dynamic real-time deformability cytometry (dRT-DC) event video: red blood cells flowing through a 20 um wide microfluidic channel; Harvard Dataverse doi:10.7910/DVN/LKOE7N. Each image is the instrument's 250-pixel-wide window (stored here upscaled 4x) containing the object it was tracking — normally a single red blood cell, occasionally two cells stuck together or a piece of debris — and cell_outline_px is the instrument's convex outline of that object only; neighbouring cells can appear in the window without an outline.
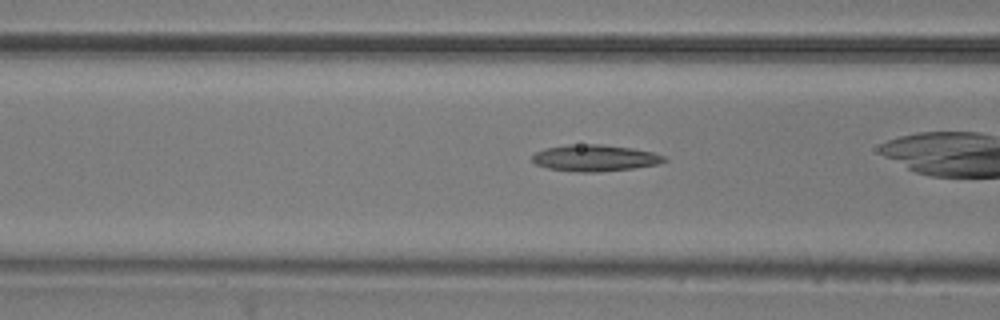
{"species": "common noctule bat (a hibernating species)", "species_latin": "Nyctalus noctula", "temperature_condition": "room temperature", "stored_images_in_passage": 36, "camera_frame_rate_fps": 3000, "um_per_image_px": 0.085, "animal": {"sex": "male", "body_mass_g": 20.5, "forearm_length_mm": 52.5}, "frame": {"image": 1, "passage_image": 16, "time_ms": 5.0, "image_size_px": [1000, 320], "cell_outline_px": [[668, 160], [656, 164], [632, 168], [596, 172], [580, 172], [548, 168], [536, 164], [532, 160], [532, 156], [536, 152], [544, 148], [568, 144], [600, 144], [632, 148], [652, 152], [664, 156]], "centroid_in_image_um": [50.53, 13.42], "position_along_channel_um": 116.1, "area_um2": 20.23}}